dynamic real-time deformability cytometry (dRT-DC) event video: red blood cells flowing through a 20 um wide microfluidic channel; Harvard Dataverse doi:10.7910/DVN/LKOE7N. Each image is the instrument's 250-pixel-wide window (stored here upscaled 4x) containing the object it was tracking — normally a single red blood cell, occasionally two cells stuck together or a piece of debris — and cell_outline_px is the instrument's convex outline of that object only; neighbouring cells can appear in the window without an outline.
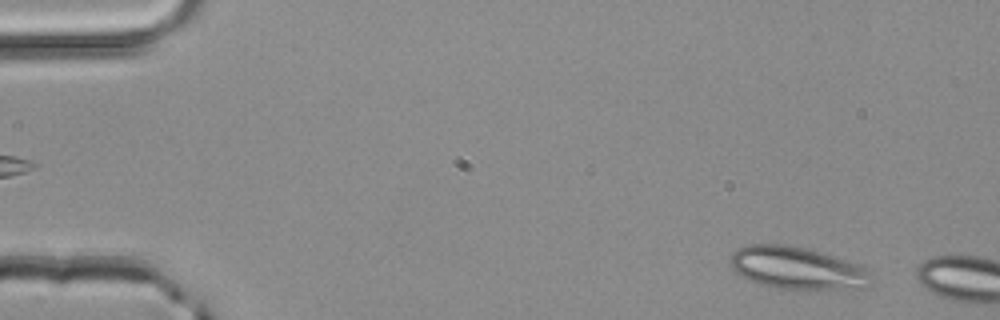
{"species": "common noctule bat (a hibernating species)", "species_latin": "Nyctalus noctula", "temperature_condition": "room temperature", "stored_images_in_passage": 7, "camera_frame_rate_fps": 3000, "um_per_image_px": 0.085, "animal": {"sex": "male", "body_mass_g": 20.4}, "frame": {"image": 1, "passage_image": 3, "time_ms": 0.667, "image_size_px": [1000, 320], "cell_outline_px": [[872, 280], [868, 288], [780, 288], [760, 284], [748, 280], [740, 276], [728, 264], [732, 252], [736, 248], [748, 244], [784, 244], [804, 248], [820, 252], [856, 264], [872, 272]], "centroid_in_image_um": [67.7, 22.77], "position_along_channel_um": 17.3, "area_um2": 34.56}}